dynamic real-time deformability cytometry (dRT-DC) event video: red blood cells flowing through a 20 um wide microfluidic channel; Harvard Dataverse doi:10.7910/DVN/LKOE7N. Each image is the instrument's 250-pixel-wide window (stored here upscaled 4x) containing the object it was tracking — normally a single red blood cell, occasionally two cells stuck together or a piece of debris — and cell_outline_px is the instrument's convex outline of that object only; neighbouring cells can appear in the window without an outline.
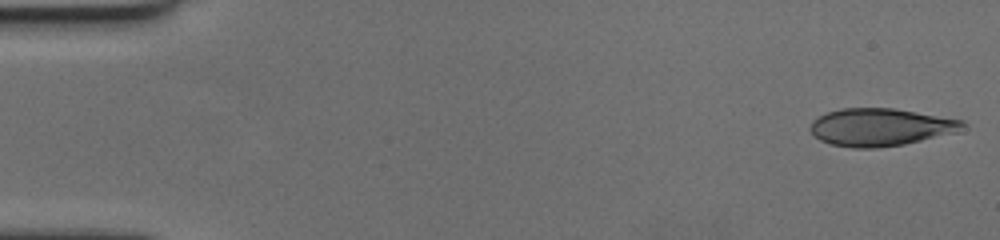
{"species": "human", "species_latin": "Homo sapiens", "temperature_condition": "cold", "stored_images_in_passage": 58, "camera_frame_rate_fps": 3000, "um_per_image_px": 0.085, "donor": {"sex": "female"}, "frame": {"image": 1, "passage_image": 1, "time_ms": 0.0, "image_size_px": [1000, 240], "cell_outline_px": [[968, 128], [956, 132], [904, 144], [876, 148], [852, 148], [832, 144], [820, 140], [808, 128], [812, 120], [828, 112], [840, 108], [892, 108], [964, 120], [968, 124]], "centroid_in_image_um": [74.86, 10.8], "position_along_channel_um": 10.1, "area_um2": 33.41}}
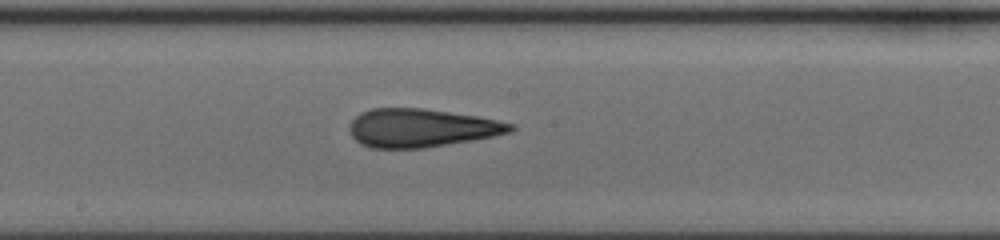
{"frame": {"image": 2, "passage_image": 31, "time_ms": 10.0, "image_size_px": [1000, 240], "cell_outline_px": [[516, 128], [512, 132], [472, 140], [424, 148], [372, 148], [360, 144], [352, 136], [348, 128], [348, 124], [360, 112], [372, 108], [424, 108], [476, 116], [516, 124]], "centroid_in_image_um": [35.79, 10.87], "position_along_channel_um": 212.4, "area_um2": 36.07}}
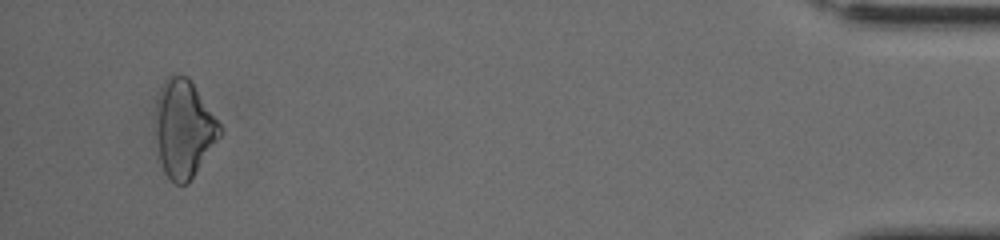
{"frame": {"image": 3, "passage_image": 55, "time_ms": 18.0, "image_size_px": [1000, 240], "cell_outline_px": [[220, 136], [188, 184], [176, 184], [164, 172], [160, 160], [156, 136], [156, 104], [160, 88], [164, 80], [172, 72], [188, 76], [220, 124]], "centroid_in_image_um": [15.6, 10.9], "position_along_channel_um": 419.6, "area_um2": 36.18}, "authors_computed_cell_mechanics": {"area_um2": 35.3447, "velocity_mm_per_s": 3.5399, "shape_relaxation_time_tau1_ms": 4.1615, "shape_relaxation_time_tau2_ms": 1.9895, "deformation_change_tau1": 0.1451, "deformation_change_tau2": 0.1126}}